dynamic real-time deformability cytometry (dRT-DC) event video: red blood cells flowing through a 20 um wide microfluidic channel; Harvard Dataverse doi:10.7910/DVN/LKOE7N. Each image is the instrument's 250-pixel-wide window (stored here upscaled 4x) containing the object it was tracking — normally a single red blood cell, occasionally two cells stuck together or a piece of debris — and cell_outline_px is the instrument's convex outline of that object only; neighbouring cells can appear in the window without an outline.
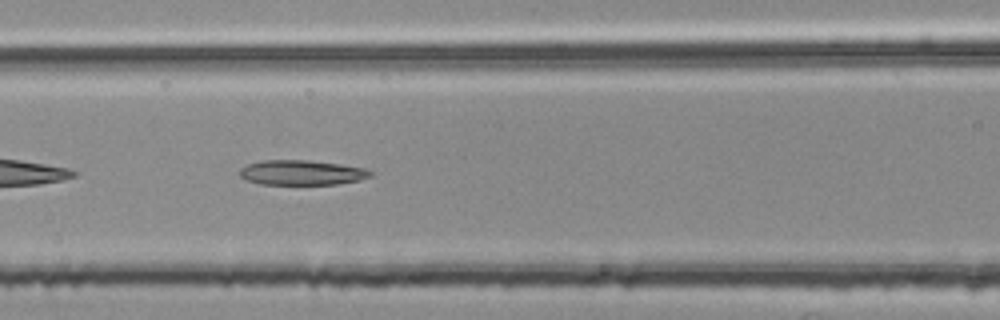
{"species": "common noctule bat (a hibernating species)", "species_latin": "Nyctalus noctula", "temperature_condition": "room temperature", "stored_images_in_passage": 37, "camera_frame_rate_fps": 3000, "um_per_image_px": 0.085, "animal": {"sex": "female", "body_mass_g": 25.1}, "frame": {"image": 1, "passage_image": 7, "time_ms": 2.0, "image_size_px": [1000, 320], "cell_outline_px": [[372, 176], [360, 180], [336, 184], [260, 184], [248, 180], [240, 176], [240, 168], [248, 164], [264, 160], [308, 160], [340, 164], [364, 168], [372, 172]], "centroid_in_image_um": [25.66, 14.67], "position_along_channel_um": 140.9, "area_um2": 18.84}}
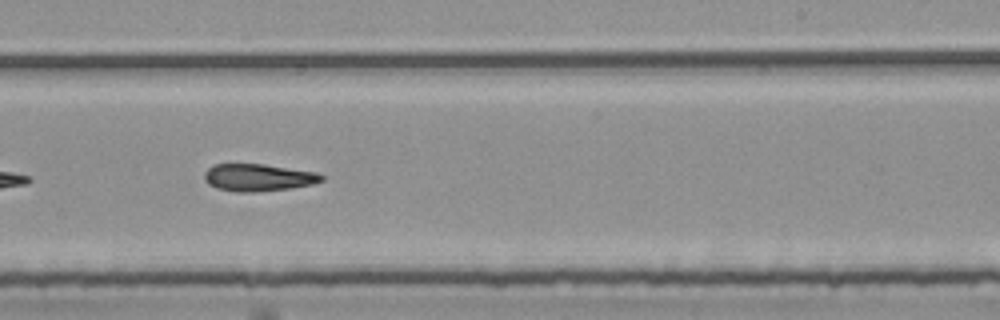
{"frame": {"image": 2, "passage_image": 17, "time_ms": 5.333, "image_size_px": [1000, 320], "cell_outline_px": [[324, 180], [312, 184], [292, 188], [252, 192], [236, 192], [216, 188], [204, 180], [204, 172], [212, 164], [264, 164], [316, 172], [324, 176]], "centroid_in_image_um": [21.94, 15.08], "position_along_channel_um": 267.1, "area_um2": 18.67}}
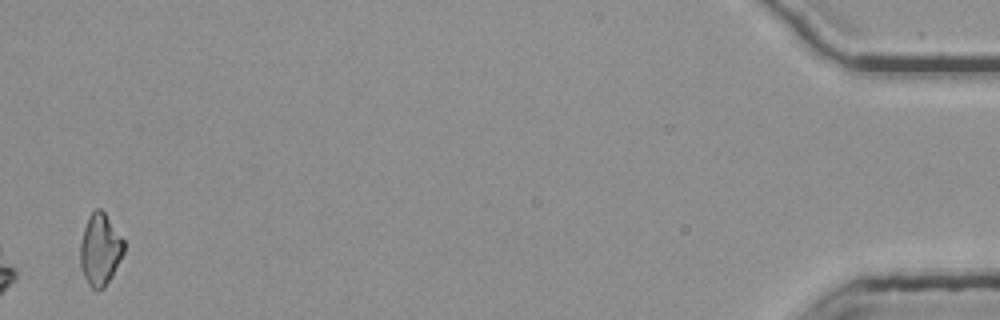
{"frame": {"image": 3, "passage_image": 37, "time_ms": 12.0, "image_size_px": [1000, 320], "cell_outline_px": [[124, 252], [112, 276], [104, 288], [92, 288], [88, 284], [80, 268], [80, 244], [84, 228], [88, 216], [96, 208], [100, 208], [104, 212], [124, 240]], "centroid_in_image_um": [8.5, 21.21], "position_along_channel_um": 426.7, "area_um2": 18.15}, "authors_computed_cell_mechanics": {"area_um2": 19.074, "velocity_mm_per_s": 3.7983, "shape_relaxation_time_tau1_ms": null, "shape_relaxation_time_tau2_ms": 5.1583, "deformation_change_tau1": null, "deformation_change_tau2": 0.1487}}